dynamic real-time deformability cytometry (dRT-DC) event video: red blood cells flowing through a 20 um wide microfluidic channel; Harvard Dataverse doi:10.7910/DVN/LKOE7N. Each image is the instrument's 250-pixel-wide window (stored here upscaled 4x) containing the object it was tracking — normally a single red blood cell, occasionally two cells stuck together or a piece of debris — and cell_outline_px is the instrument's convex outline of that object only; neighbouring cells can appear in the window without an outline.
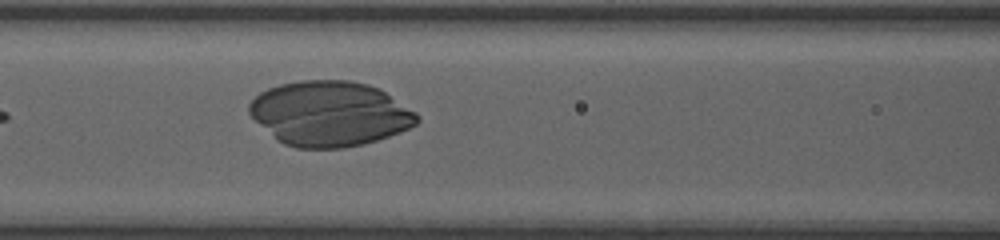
{"species": "human", "species_latin": "Homo sapiens", "temperature_condition": "room temperature", "stored_images_in_passage": 4, "camera_frame_rate_fps": 3000, "um_per_image_px": 0.085, "donor": {"sex": "female"}, "frame": {"image": 1, "passage_image": 4, "time_ms": 2.667, "image_size_px": [1000, 240], "cell_outline_px": [[420, 120], [416, 124], [400, 132], [364, 144], [344, 148], [296, 148], [284, 144], [256, 120], [248, 112], [248, 104], [260, 92], [268, 88], [280, 84], [300, 80], [348, 80], [368, 84], [380, 88], [416, 112], [420, 116]], "centroid_in_image_um": [28.06, 9.65], "position_along_channel_um": 138.5, "area_um2": 63.35}}